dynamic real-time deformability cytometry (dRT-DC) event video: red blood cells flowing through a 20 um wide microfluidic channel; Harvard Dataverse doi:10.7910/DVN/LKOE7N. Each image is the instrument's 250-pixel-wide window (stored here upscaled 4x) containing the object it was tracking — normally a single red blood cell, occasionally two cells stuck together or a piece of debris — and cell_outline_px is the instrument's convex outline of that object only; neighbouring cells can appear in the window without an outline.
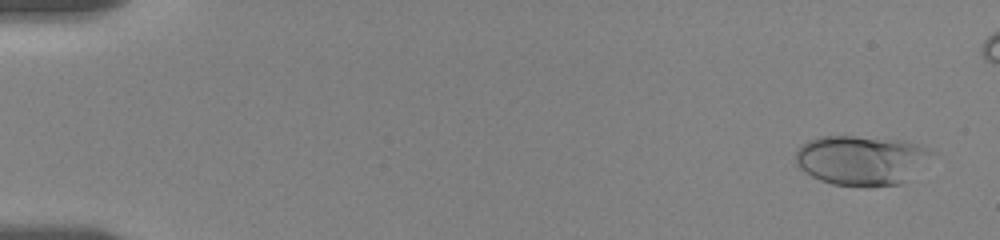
{"species": "human", "species_latin": "Homo sapiens", "temperature_condition": "room temperature", "stored_images_in_passage": 41, "camera_frame_rate_fps": 3000, "um_per_image_px": 0.085, "donor": {"sex": "female"}, "frame": {"image": 1, "passage_image": 2, "time_ms": 0.333, "image_size_px": [1000, 240], "cell_outline_px": [[928, 152], [900, 184], [868, 188], [864, 188], [832, 184], [820, 180], [812, 176], [800, 168], [796, 164], [796, 152], [800, 144], [808, 140], [820, 136], [856, 136], [900, 140], [916, 144], [924, 148]], "centroid_in_image_um": [73.0, 13.62], "position_along_channel_um": 12.0, "area_um2": 38.32}}
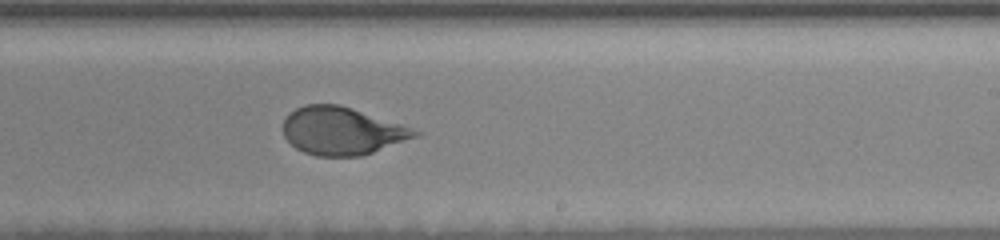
{"frame": {"image": 2, "passage_image": 28, "time_ms": 11.333, "image_size_px": [1000, 240], "cell_outline_px": [[424, 132], [420, 136], [360, 156], [316, 156], [304, 152], [296, 148], [284, 136], [284, 120], [296, 108], [304, 104], [340, 104]], "centroid_in_image_um": [29.08, 11.13], "position_along_channel_um": 259.9, "area_um2": 36.41}}
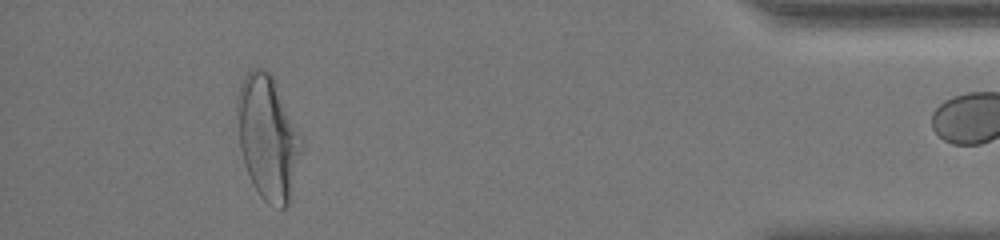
{"frame": {"image": 3, "passage_image": 40, "time_ms": 17.0, "image_size_px": [1000, 240], "cell_outline_px": [[304, 144], [288, 204], [284, 208], [280, 208], [268, 204], [260, 196], [244, 164], [240, 148], [236, 108], [236, 96], [240, 84], [248, 72], [252, 68], [260, 68], [268, 72], [272, 76], [304, 140]], "centroid_in_image_um": [22.77, 11.68], "position_along_channel_um": 412.4, "area_um2": 46.3}}